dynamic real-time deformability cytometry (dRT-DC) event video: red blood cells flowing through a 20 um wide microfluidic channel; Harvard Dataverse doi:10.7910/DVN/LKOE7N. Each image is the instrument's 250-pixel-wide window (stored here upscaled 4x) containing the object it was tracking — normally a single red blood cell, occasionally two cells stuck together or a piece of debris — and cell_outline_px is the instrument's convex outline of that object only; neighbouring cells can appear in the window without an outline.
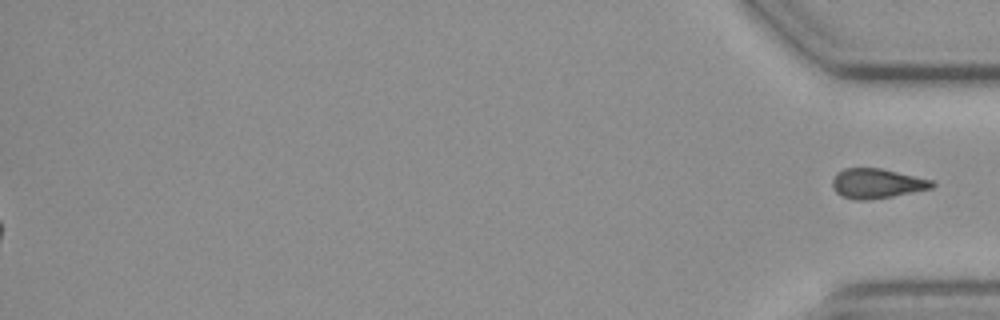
{"species": "common noctule bat (a hibernating species)", "species_latin": "Nyctalus noctula", "temperature_condition": "cold", "stored_images_in_passage": 53, "segment_of_instrument_passage": [2, 2], "camera_frame_rate_fps": 3000, "um_per_image_px": 0.085, "animal": {"sex": "female", "body_mass_g": 19.3, "forearm_length_mm": 54.1}, "frame": {"image": 1, "passage_image": 53, "time_ms": 17.333, "image_size_px": [1000, 320], "cell_outline_px": [[936, 184], [932, 188], [892, 196], [868, 200], [856, 200], [844, 196], [836, 192], [832, 184], [832, 180], [836, 172], [844, 168], [880, 168], [932, 180]], "centroid_in_image_um": [74.51, 15.59], "position_along_channel_um": 360.7, "area_um2": 17.11}}